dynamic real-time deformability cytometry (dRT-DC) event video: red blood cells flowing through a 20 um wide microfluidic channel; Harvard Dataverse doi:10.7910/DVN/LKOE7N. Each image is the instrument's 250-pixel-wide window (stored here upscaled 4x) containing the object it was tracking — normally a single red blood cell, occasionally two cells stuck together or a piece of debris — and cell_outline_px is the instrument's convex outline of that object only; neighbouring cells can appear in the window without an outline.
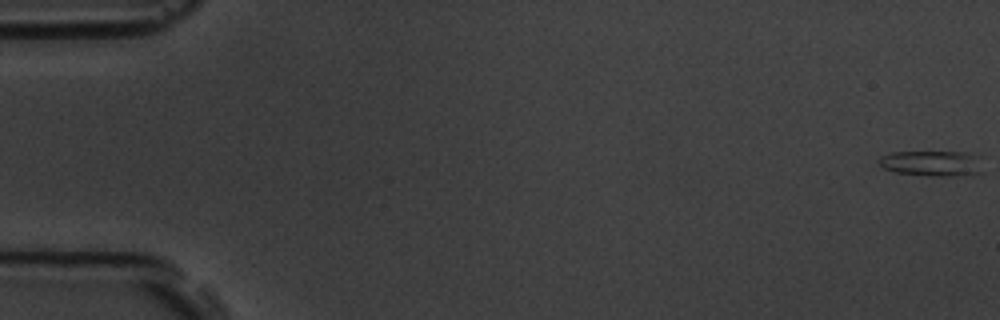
{"species": "common noctule bat (a hibernating species)", "species_latin": "Nyctalus noctula", "temperature_condition": "room temperature", "stored_images_in_passage": 7, "camera_frame_rate_fps": 3000, "um_per_image_px": 0.085, "animal": {"sex": "male", "body_mass_g": 19.5, "forearm_length_mm": 54.6}, "frame": {"image": 1, "passage_image": 1, "time_ms": 0.0, "image_size_px": [1000, 320], "cell_outline_px": [[984, 172], [972, 176], [928, 176], [896, 172], [884, 168], [876, 160], [880, 156], [892, 152], [968, 152], [980, 156]], "centroid_in_image_um": [79.31, 13.9], "position_along_channel_um": 5.7, "area_um2": 16.01}}
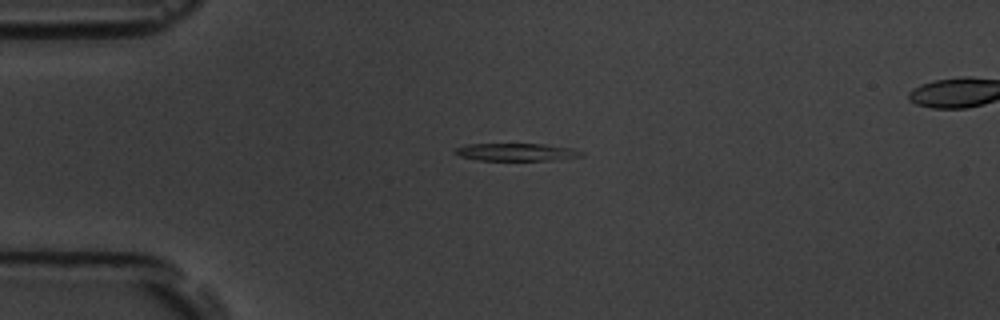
{"frame": {"image": 2, "passage_image": 5, "time_ms": 4.667, "image_size_px": [1000, 320], "cell_outline_px": [[584, 156], [552, 160], [476, 160], [460, 156], [452, 152], [456, 148], [464, 144], [544, 144], [572, 148], [584, 152]], "centroid_in_image_um": [43.88, 12.92], "position_along_channel_um": 41.1, "area_um2": 13.01}}
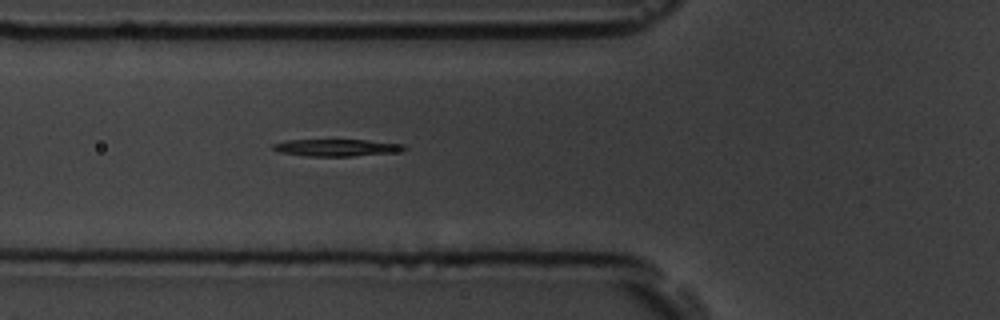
{"frame": {"image": 3, "passage_image": 7, "time_ms": 7.0, "image_size_px": [1000, 320], "cell_outline_px": [[408, 148], [400, 152], [352, 156], [304, 156], [280, 152], [272, 148], [272, 144], [284, 140], [368, 140], [404, 144]], "centroid_in_image_um": [28.64, 12.55], "position_along_channel_um": 97.2, "area_um2": 13.12}}